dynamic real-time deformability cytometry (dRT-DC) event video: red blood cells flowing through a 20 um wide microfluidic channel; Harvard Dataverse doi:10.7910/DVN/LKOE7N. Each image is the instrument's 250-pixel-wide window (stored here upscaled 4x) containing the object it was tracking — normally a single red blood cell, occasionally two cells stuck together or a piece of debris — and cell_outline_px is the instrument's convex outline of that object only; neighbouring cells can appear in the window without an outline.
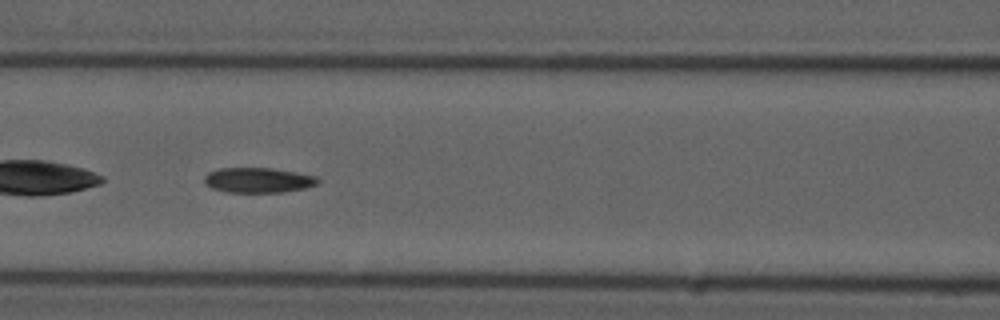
{"species": "common noctule bat (a hibernating species)", "species_latin": "Nyctalus noctula", "temperature_condition": "cold", "stored_images_in_passage": 40, "camera_frame_rate_fps": 3000, "um_per_image_px": 0.085, "animal": {"sex": "male", "forearm_length_mm": 52.5}, "frame": {"image": 1, "passage_image": 12, "time_ms": 3.667, "image_size_px": [1000, 320], "cell_outline_px": [[320, 180], [316, 184], [304, 188], [280, 192], [228, 192], [212, 188], [204, 184], [204, 176], [208, 172], [220, 168], [272, 168], [296, 172], [316, 176]], "centroid_in_image_um": [21.91, 15.3], "position_along_channel_um": 144.7, "area_um2": 16.53}}
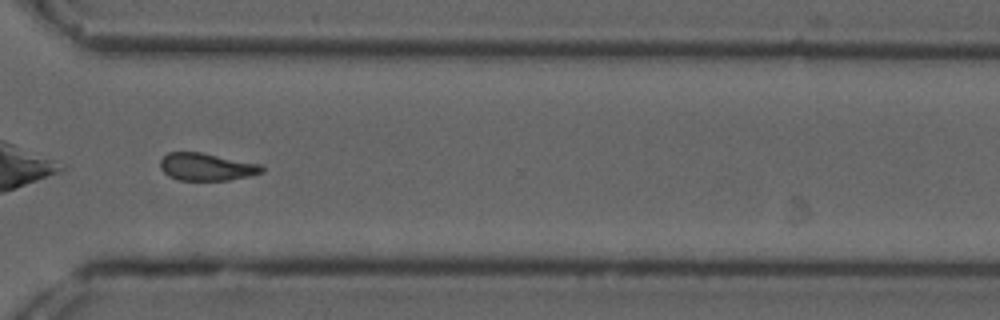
{"frame": {"image": 2, "passage_image": 29, "time_ms": 9.333, "image_size_px": [1000, 320], "cell_outline_px": [[264, 172], [248, 176], [228, 180], [180, 180], [168, 176], [160, 168], [160, 160], [168, 152], [200, 152], [264, 164]], "centroid_in_image_um": [17.59, 14.17], "position_along_channel_um": 353.0, "area_um2": 16.42}, "authors_computed_cell_mechanics": {"area_um2": 17.051, "velocity_mm_per_s": 3.6868, "shape_relaxation_time_tau1_ms": null, "shape_relaxation_time_tau2_ms": 10.6245, "deformation_change_tau1": null, "deformation_change_tau2": 0.1884}}